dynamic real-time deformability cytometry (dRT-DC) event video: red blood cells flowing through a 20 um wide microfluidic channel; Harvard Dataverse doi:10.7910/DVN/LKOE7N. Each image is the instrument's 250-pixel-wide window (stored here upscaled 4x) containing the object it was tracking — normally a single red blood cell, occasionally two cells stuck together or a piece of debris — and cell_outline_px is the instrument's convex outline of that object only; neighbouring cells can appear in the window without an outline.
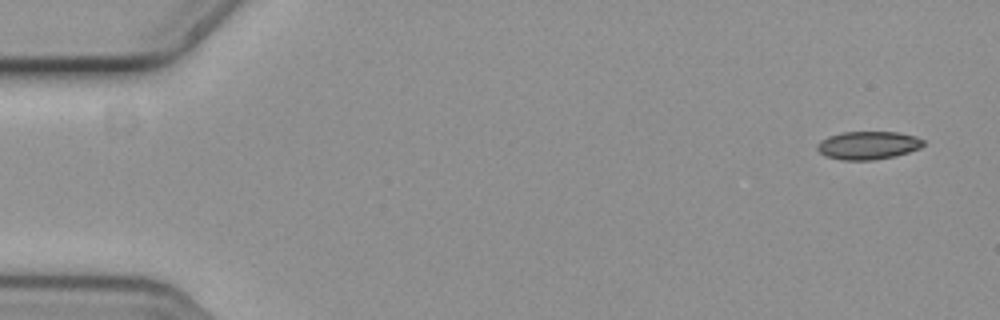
{"species": "common noctule bat (a hibernating species)", "species_latin": "Nyctalus noctula", "temperature_condition": "cold", "stored_images_in_passage": 5, "segment_of_instrument_passage": [1, 2], "camera_frame_rate_fps": 3000, "um_per_image_px": 0.085, "animal": {"sex": "female", "body_mass_g": 19.3, "forearm_length_mm": 54.1}, "frame": {"image": 1, "passage_image": 1, "time_ms": 0.0, "image_size_px": [1000, 320], "cell_outline_px": [[924, 144], [920, 148], [896, 156], [872, 160], [844, 160], [824, 156], [816, 148], [816, 144], [820, 140], [828, 136], [840, 132], [900, 132], [916, 136], [924, 140]], "centroid_in_image_um": [73.77, 12.34], "position_along_channel_um": 11.2, "area_um2": 17.57}}